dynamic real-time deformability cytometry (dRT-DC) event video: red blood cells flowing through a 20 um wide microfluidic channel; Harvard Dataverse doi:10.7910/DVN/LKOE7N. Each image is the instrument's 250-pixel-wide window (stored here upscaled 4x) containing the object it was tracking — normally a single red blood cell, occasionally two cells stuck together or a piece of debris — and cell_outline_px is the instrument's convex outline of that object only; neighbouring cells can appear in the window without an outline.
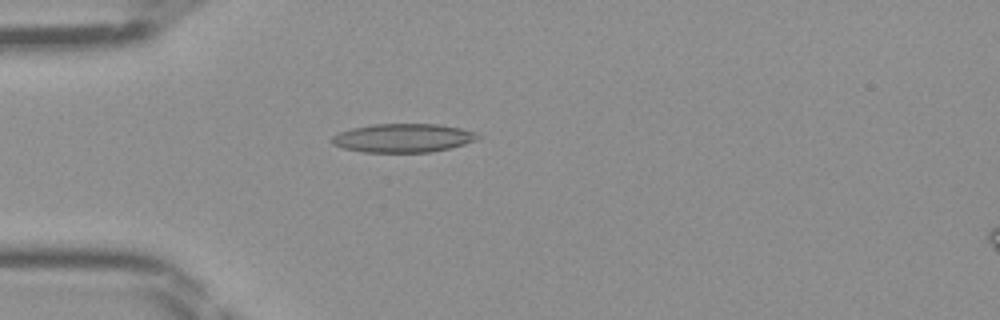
{"species": "Egyptian fruit bat (a non-hibernating species)", "species_latin": "Rousettus aegyptiacus", "temperature_condition": "room temperature", "stored_images_in_passage": 36, "camera_frame_rate_fps": 3000, "um_per_image_px": 0.085, "frame": {"image": 1, "passage_image": 3, "time_ms": 0.667, "image_size_px": [1000, 320], "cell_outline_px": [[480, 136], [476, 140], [464, 144], [432, 152], [364, 152], [344, 148], [332, 144], [328, 140], [332, 136], [340, 132], [352, 128], [372, 124], [436, 124], [460, 128], [476, 132]], "centroid_in_image_um": [34.23, 11.73], "position_along_channel_um": 50.8, "area_um2": 24.33}}
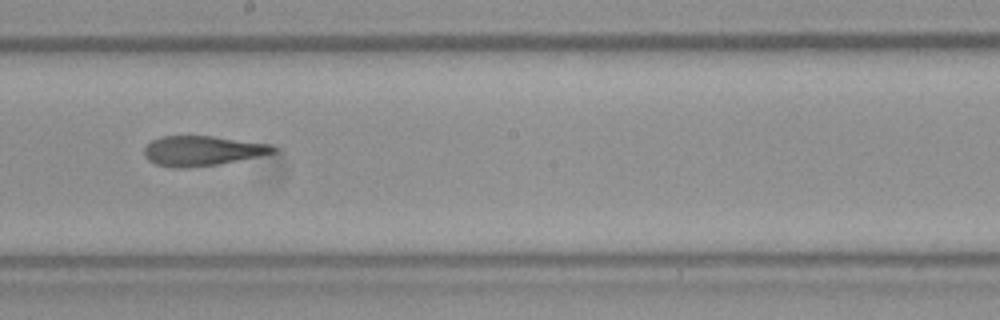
{"frame": {"image": 2, "passage_image": 16, "time_ms": 5.0, "image_size_px": [1000, 320], "cell_outline_px": [[276, 152], [216, 164], [184, 168], [172, 168], [156, 164], [148, 160], [144, 156], [144, 148], [152, 140], [160, 136], [212, 136], [268, 144], [276, 148]], "centroid_in_image_um": [17.1, 12.81], "position_along_channel_um": 231.1, "area_um2": 22.08}}
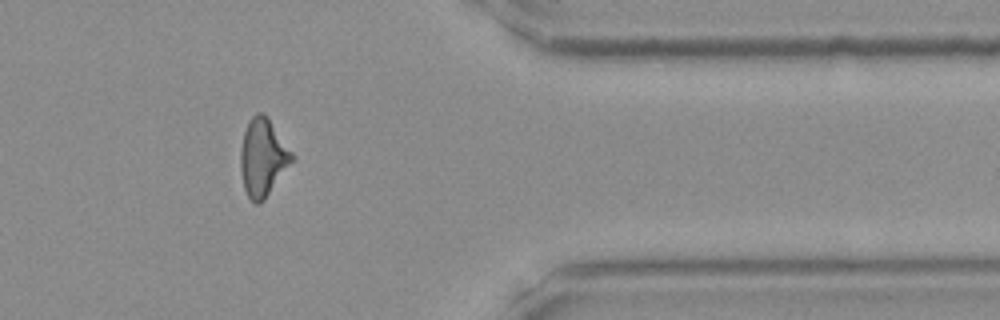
{"frame": {"image": 3, "passage_image": 28, "time_ms": 9.0, "image_size_px": [1000, 320], "cell_outline_px": [[296, 160], [264, 200], [260, 204], [256, 204], [248, 196], [244, 188], [240, 168], [240, 148], [244, 132], [248, 120], [256, 112], [264, 112], [268, 116], [296, 156]], "centroid_in_image_um": [22.38, 13.36], "position_along_channel_um": 389.0, "area_um2": 23.93}}